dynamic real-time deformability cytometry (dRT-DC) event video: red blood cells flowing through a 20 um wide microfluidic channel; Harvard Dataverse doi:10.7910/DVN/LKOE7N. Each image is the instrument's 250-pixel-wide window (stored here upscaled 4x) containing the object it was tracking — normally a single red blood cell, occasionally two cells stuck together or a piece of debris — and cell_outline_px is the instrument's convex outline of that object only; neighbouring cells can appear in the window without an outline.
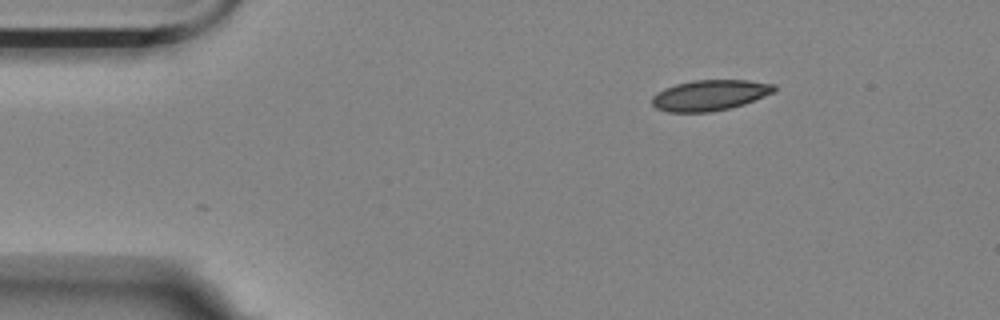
{"species": "Egyptian fruit bat (a non-hibernating species)", "species_latin": "Rousettus aegyptiacus", "temperature_condition": "room temperature", "stored_images_in_passage": 2, "camera_frame_rate_fps": 3000, "um_per_image_px": 0.085, "animal": {"sex": "female"}, "frame": {"image": 1, "passage_image": 1, "time_ms": 0.0, "image_size_px": [1000, 320], "cell_outline_px": [[776, 92], [744, 104], [728, 108], [708, 112], [668, 112], [656, 108], [652, 104], [652, 96], [656, 92], [664, 88], [676, 84], [692, 80], [748, 80], [776, 84]], "centroid_in_image_um": [60.34, 8.08], "position_along_channel_um": 24.7, "area_um2": 21.96}}